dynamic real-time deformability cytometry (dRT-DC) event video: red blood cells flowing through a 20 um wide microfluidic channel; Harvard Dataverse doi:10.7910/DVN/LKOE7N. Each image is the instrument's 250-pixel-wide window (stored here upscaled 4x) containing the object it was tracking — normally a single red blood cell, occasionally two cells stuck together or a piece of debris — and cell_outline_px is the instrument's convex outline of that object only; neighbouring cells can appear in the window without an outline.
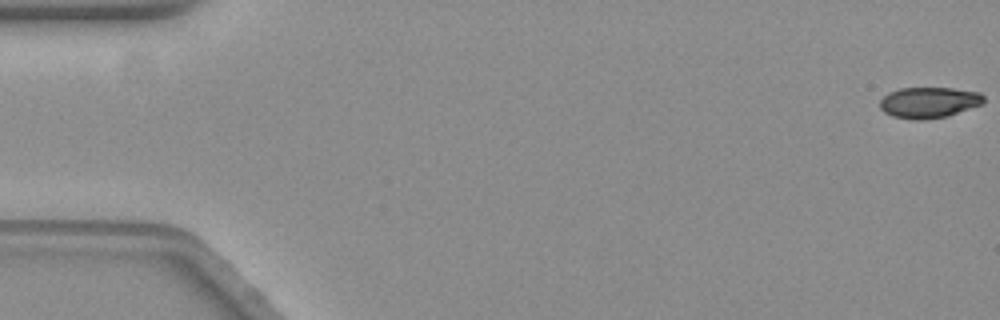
{"species": "common noctule bat (a hibernating species)", "species_latin": "Nyctalus noctula", "temperature_condition": "warm", "stored_images_in_passage": 15, "camera_frame_rate_fps": 3000, "um_per_image_px": 0.085, "animal": {"sex": "female", "body_mass_g": 19.3, "forearm_length_mm": 54.1}, "frame": {"image": 1, "passage_image": 1, "time_ms": 0.0, "image_size_px": [1000, 320], "cell_outline_px": [[984, 104], [948, 116], [920, 120], [912, 120], [892, 116], [884, 112], [880, 108], [880, 100], [888, 92], [900, 88], [952, 88], [980, 92], [984, 96]], "centroid_in_image_um": [78.97, 8.71], "position_along_channel_um": 6.0, "area_um2": 18.9}}